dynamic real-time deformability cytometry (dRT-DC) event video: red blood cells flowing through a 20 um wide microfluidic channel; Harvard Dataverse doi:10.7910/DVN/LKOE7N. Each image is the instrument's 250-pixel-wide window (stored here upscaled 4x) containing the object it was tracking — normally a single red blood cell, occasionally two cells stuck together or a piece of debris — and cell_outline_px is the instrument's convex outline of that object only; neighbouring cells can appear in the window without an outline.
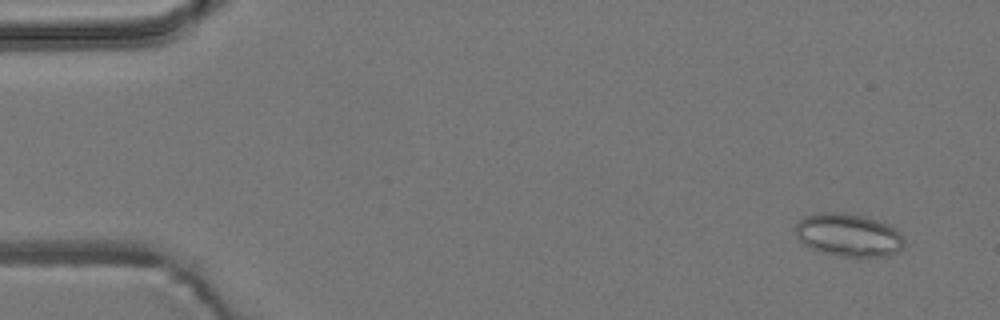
{"species": "common noctule bat (a hibernating species)", "species_latin": "Nyctalus noctula", "temperature_condition": "room temperature", "stored_images_in_passage": 3, "camera_frame_rate_fps": 3000, "um_per_image_px": 0.085, "animal": {"sex": "male", "body_mass_g": 19.2, "forearm_length_mm": 51.8}, "frame": {"image": 1, "passage_image": 1, "time_ms": 0.0, "image_size_px": [1000, 320], "cell_outline_px": [[904, 244], [896, 252], [888, 256], [840, 256], [820, 252], [804, 244], [796, 236], [796, 224], [804, 216], [816, 212], [836, 212], [864, 216], [888, 224], [896, 228], [900, 232], [904, 240]], "centroid_in_image_um": [72.11, 19.97], "position_along_channel_um": 12.9, "area_um2": 27.17}}